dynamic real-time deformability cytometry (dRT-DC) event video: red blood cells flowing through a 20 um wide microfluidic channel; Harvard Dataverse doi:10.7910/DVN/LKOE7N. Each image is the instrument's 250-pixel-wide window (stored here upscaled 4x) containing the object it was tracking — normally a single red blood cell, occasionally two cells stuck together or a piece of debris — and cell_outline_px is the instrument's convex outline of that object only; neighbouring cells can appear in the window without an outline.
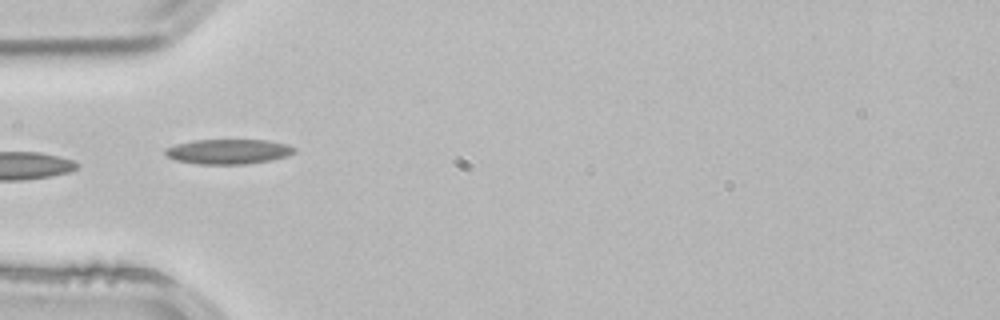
{"species": "common noctule bat (a hibernating species)", "species_latin": "Nyctalus noctula", "temperature_condition": "room temperature", "stored_images_in_passage": 4, "camera_frame_rate_fps": 3000, "um_per_image_px": 0.085, "animal": {"sex": "male", "body_mass_g": 21.5, "forearm_length_mm": 52.0}, "frame": {"image": 1, "passage_image": 4, "time_ms": 1.0, "image_size_px": [1000, 320], "cell_outline_px": [[296, 152], [288, 156], [272, 160], [248, 164], [200, 164], [176, 160], [164, 156], [164, 148], [176, 144], [192, 140], [268, 140], [288, 144], [296, 148]], "centroid_in_image_um": [19.42, 12.88], "position_along_channel_um": 65.6, "area_um2": 19.02}}